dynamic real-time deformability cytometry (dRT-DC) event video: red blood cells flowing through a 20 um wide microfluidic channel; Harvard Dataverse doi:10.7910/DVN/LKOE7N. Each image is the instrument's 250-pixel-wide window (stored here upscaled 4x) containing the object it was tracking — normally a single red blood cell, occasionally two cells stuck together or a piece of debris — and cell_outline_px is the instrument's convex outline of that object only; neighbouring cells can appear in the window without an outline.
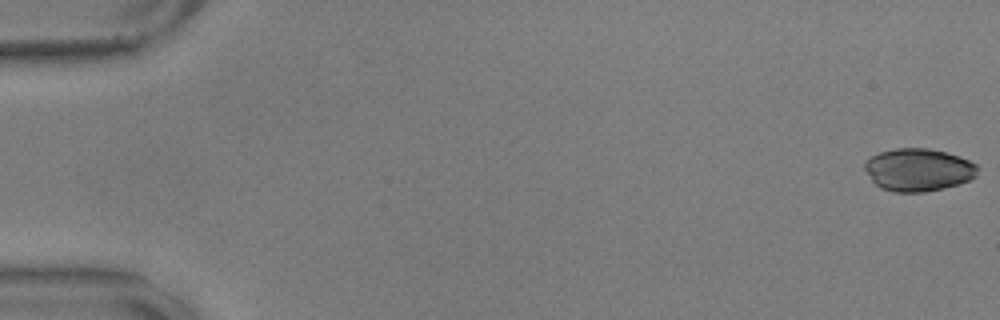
{"species": "common noctule bat (a hibernating species)", "species_latin": "Nyctalus noctula", "temperature_condition": "warm", "stored_images_in_passage": 57, "camera_frame_rate_fps": 3000, "um_per_image_px": 0.085, "animal": {"sex": "male", "body_mass_g": 17.9, "forearm_length_mm": 54.2}, "frame": {"image": 1, "passage_image": 1, "time_ms": 0.0, "image_size_px": [1000, 320], "cell_outline_px": [[976, 176], [968, 180], [944, 188], [924, 192], [896, 192], [880, 188], [872, 180], [864, 168], [864, 164], [872, 156], [880, 152], [896, 148], [928, 148], [960, 156], [976, 164]], "centroid_in_image_um": [78.04, 14.43], "position_along_channel_um": 7.0, "area_um2": 27.8}}
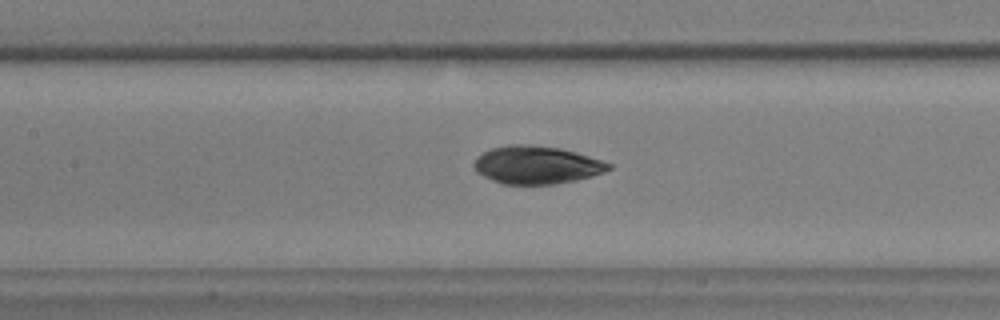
{"frame": {"image": 2, "passage_image": 27, "time_ms": 8.667, "image_size_px": [1000, 320], "cell_outline_px": [[612, 168], [604, 172], [592, 176], [576, 180], [556, 184], [504, 184], [492, 180], [476, 172], [472, 164], [476, 156], [492, 148], [508, 144], [528, 144], [560, 148], [576, 152], [612, 164]], "centroid_in_image_um": [45.59, 14.02], "position_along_channel_um": 161.8, "area_um2": 29.82}}
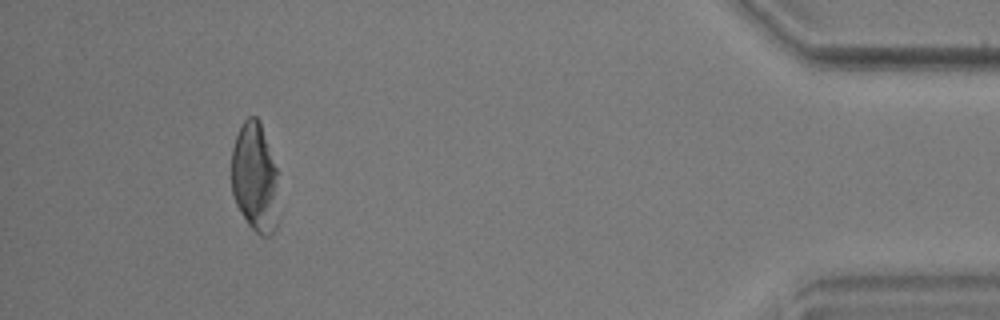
{"frame": {"image": 3, "passage_image": 53, "time_ms": 17.333, "image_size_px": [1000, 320], "cell_outline_px": [[280, 220], [276, 228], [268, 236], [260, 236], [248, 224], [240, 212], [236, 204], [232, 192], [232, 148], [236, 136], [244, 120], [248, 116], [256, 116], [260, 120], [280, 172]], "centroid_in_image_um": [21.75, 15.13], "position_along_channel_um": 413.4, "area_um2": 31.67}}